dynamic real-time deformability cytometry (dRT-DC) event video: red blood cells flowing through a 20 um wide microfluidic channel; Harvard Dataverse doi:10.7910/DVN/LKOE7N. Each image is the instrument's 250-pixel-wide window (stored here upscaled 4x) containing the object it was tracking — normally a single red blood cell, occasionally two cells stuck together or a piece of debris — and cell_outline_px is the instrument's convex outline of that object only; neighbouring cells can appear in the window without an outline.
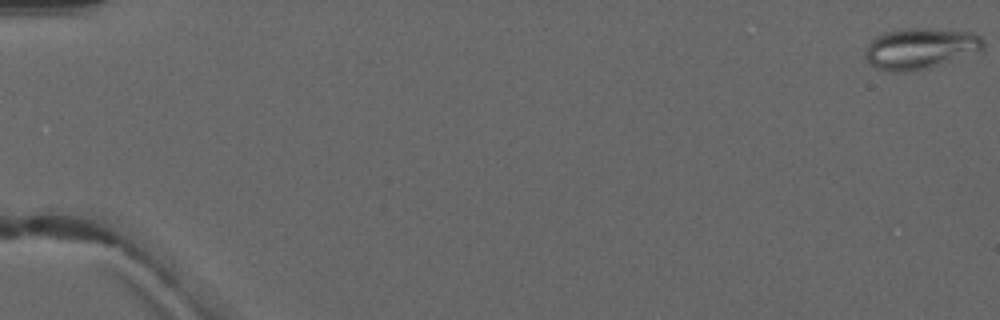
{"species": "common noctule bat (a hibernating species)", "species_latin": "Nyctalus noctula", "temperature_condition": "warm", "stored_images_in_passage": 4, "camera_frame_rate_fps": 3000, "um_per_image_px": 0.085, "animal": {"sex": "male", "forearm_length_mm": 52.5}, "frame": {"image": 1, "passage_image": 1, "time_ms": 0.0, "image_size_px": [1000, 320], "cell_outline_px": [[984, 48], [980, 52], [928, 68], [904, 72], [888, 72], [876, 68], [864, 56], [864, 48], [876, 36], [884, 32], [900, 28], [928, 28], [972, 32], [980, 36], [984, 40]], "centroid_in_image_um": [78.22, 4.11], "position_along_channel_um": 6.8, "area_um2": 28.55}}